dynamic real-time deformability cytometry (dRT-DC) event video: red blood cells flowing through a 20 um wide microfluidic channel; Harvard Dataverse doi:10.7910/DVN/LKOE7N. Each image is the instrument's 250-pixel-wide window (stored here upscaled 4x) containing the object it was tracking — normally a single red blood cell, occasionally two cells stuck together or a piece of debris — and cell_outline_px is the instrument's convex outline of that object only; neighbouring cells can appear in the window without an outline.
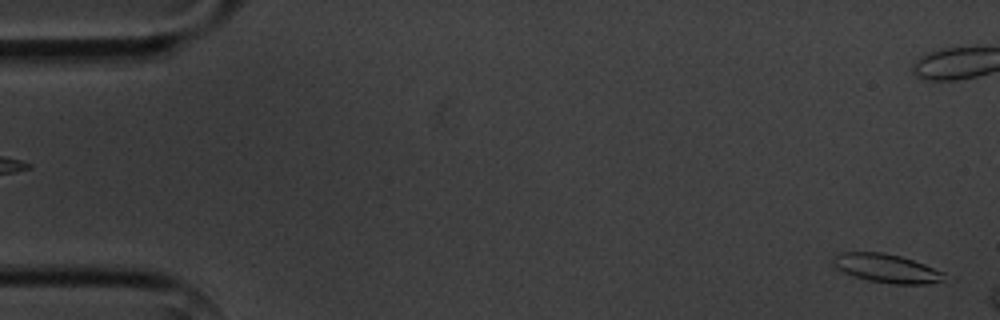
{"species": "common noctule bat (a hibernating species)", "species_latin": "Nyctalus noctula", "temperature_condition": "cold", "stored_images_in_passage": 3, "segment_of_instrument_passage": [2, 2], "camera_frame_rate_fps": 3000, "um_per_image_px": 0.085, "animal": {"sex": "male", "body_mass_g": 20.1, "forearm_length_mm": 53.5}, "frame": {"image": 1, "passage_image": 3, "time_ms": 2.333, "image_size_px": [1000, 320], "cell_outline_px": [[948, 276], [944, 280], [928, 284], [892, 284], [868, 280], [844, 272], [836, 268], [832, 264], [832, 256], [840, 252], [884, 252], [900, 256], [924, 264], [944, 272]], "centroid_in_image_um": [75.36, 22.8], "position_along_channel_um": 9.6, "area_um2": 18.67}}